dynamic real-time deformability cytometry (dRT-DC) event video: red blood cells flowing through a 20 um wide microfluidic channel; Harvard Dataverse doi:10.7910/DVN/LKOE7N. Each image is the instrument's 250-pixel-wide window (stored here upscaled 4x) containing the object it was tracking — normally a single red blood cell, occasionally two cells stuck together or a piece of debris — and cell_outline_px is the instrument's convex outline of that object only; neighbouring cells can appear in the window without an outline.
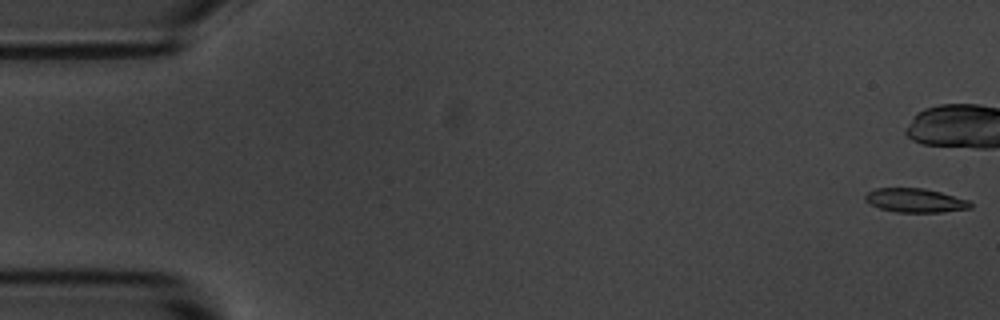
{"species": "common noctule bat (a hibernating species)", "species_latin": "Nyctalus noctula", "temperature_condition": "room temperature", "stored_images_in_passage": 8, "camera_frame_rate_fps": 3000, "um_per_image_px": 0.085, "animal": {"sex": "male", "body_mass_g": 20.1, "forearm_length_mm": 53.5}, "frame": {"image": 1, "passage_image": 1, "time_ms": 0.0, "image_size_px": [1000, 320], "cell_outline_px": [[972, 208], [944, 212], [896, 212], [880, 208], [864, 200], [864, 196], [868, 192], [876, 188], [924, 188], [940, 192], [968, 200], [972, 204]], "centroid_in_image_um": [77.8, 17.03], "position_along_channel_um": 7.2, "area_um2": 14.62}}